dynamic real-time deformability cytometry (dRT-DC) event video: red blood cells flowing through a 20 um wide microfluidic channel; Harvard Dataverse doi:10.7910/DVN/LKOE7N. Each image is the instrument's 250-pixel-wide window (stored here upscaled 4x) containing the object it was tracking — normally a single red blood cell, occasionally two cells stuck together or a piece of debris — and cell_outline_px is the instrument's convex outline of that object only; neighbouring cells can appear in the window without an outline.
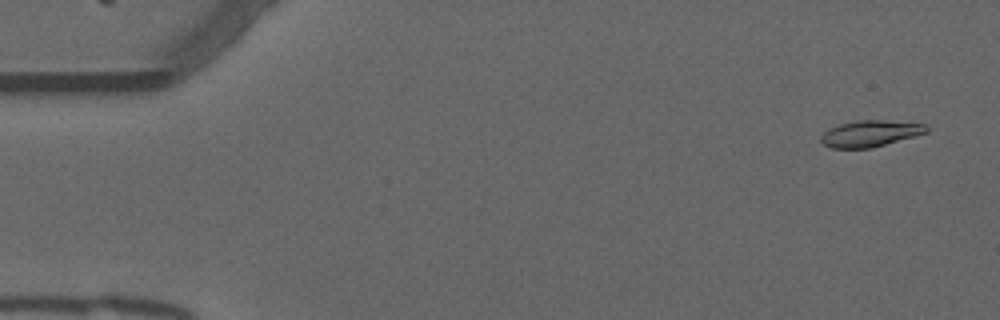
{"species": "common noctule bat (a hibernating species)", "species_latin": "Nyctalus noctula", "temperature_condition": "warm", "stored_images_in_passage": 54, "camera_frame_rate_fps": 3000, "um_per_image_px": 0.085, "animal": {"sex": "male", "forearm_length_mm": 52.5}, "frame": {"image": 1, "passage_image": 3, "time_ms": 0.667, "image_size_px": [1000, 320], "cell_outline_px": [[928, 132], [872, 148], [832, 148], [824, 144], [820, 140], [820, 136], [828, 128], [840, 124], [856, 120], [880, 120], [928, 124]], "centroid_in_image_um": [73.96, 11.34], "position_along_channel_um": 11.0, "area_um2": 16.18}}
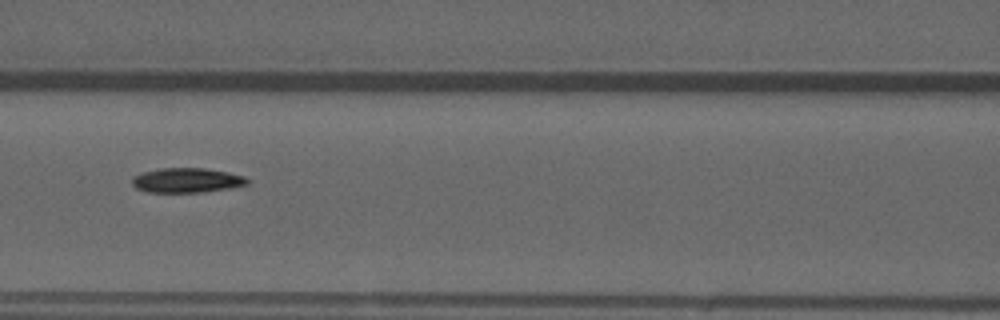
{"frame": {"image": 2, "passage_image": 24, "time_ms": 7.667, "image_size_px": [1000, 320], "cell_outline_px": [[252, 180], [248, 184], [228, 188], [200, 192], [148, 192], [136, 188], [132, 184], [132, 176], [144, 172], [160, 168], [204, 168], [228, 172], [244, 176]], "centroid_in_image_um": [15.89, 15.32], "position_along_channel_um": 150.7, "area_um2": 16.53}}
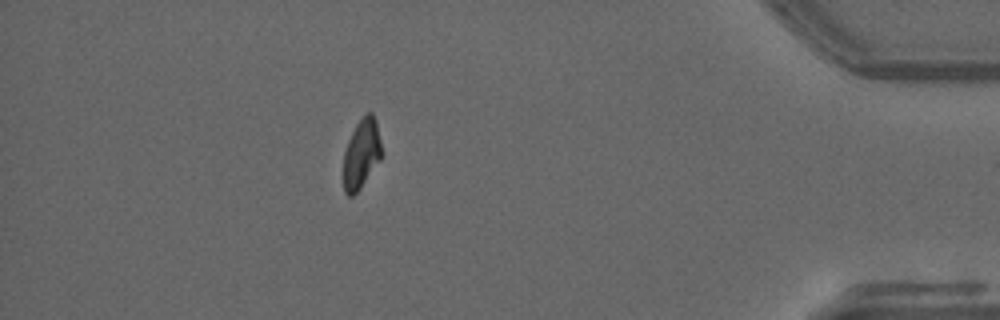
{"frame": {"image": 3, "passage_image": 48, "time_ms": 15.667, "image_size_px": [1000, 320], "cell_outline_px": [[380, 160], [360, 188], [352, 196], [348, 196], [344, 192], [344, 152], [348, 140], [356, 124], [368, 112], [372, 112], [376, 120], [380, 140]], "centroid_in_image_um": [30.71, 13.07], "position_along_channel_um": 404.5, "area_um2": 15.09}, "authors_computed_cell_mechanics": {"area_um2": 16.3574, "velocity_mm_per_s": 3.8092, "shape_relaxation_time_tau1_ms": 6.7942, "shape_relaxation_time_tau2_ms": 9.978, "deformation_change_tau1": 0.1736, "deformation_change_tau2": 0.1471}}